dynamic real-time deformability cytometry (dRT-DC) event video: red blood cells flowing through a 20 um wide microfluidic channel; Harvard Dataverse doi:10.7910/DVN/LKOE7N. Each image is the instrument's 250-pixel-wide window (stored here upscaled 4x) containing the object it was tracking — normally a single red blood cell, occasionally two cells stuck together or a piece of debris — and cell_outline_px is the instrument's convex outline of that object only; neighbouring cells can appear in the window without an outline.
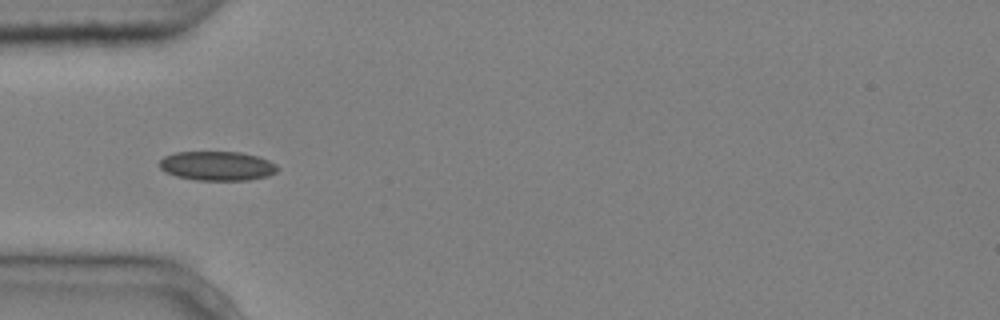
{"species": "common noctule bat (a hibernating species)", "species_latin": "Nyctalus noctula", "temperature_condition": "cold", "stored_images_in_passage": 4, "camera_frame_rate_fps": 3000, "um_per_image_px": 0.085, "animal": {"sex": "male", "body_mass_g": 20.4}, "frame": {"image": 1, "passage_image": 4, "time_ms": 1.0, "image_size_px": [1000, 320], "cell_outline_px": [[280, 168], [276, 172], [268, 176], [248, 180], [196, 180], [176, 176], [164, 172], [160, 168], [160, 160], [164, 156], [176, 152], [240, 152], [260, 156], [276, 164]], "centroid_in_image_um": [18.48, 14.1], "position_along_channel_um": 66.5, "area_um2": 20.29}}